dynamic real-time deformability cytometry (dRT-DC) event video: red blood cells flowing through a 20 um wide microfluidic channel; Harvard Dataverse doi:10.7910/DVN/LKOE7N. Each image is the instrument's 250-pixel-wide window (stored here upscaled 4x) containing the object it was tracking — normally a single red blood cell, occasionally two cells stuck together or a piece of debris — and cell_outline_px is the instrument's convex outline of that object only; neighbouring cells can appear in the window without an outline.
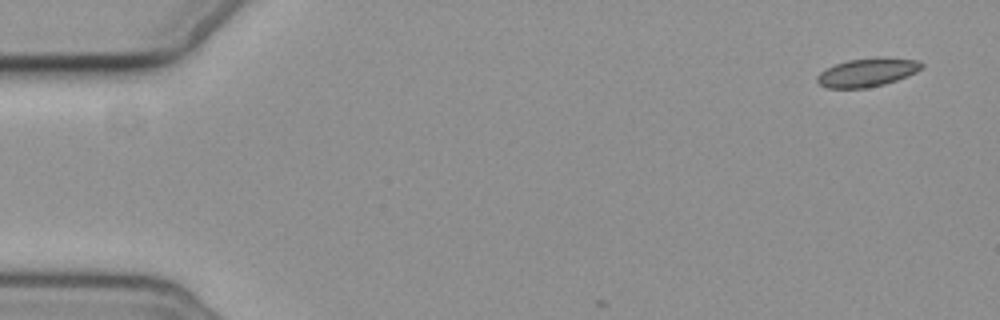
{"species": "common noctule bat (a hibernating species)", "species_latin": "Nyctalus noctula", "temperature_condition": "cold", "stored_images_in_passage": 4, "camera_frame_rate_fps": 3000, "um_per_image_px": 0.085, "animal": {"sex": "female", "body_mass_g": 19.3, "forearm_length_mm": 54.1}, "frame": {"image": 1, "passage_image": 1, "time_ms": 0.0, "image_size_px": [1000, 320], "cell_outline_px": [[924, 64], [916, 72], [896, 80], [884, 84], [864, 88], [828, 88], [820, 84], [816, 80], [816, 76], [820, 72], [836, 64], [848, 60], [876, 56], [920, 60]], "centroid_in_image_um": [73.73, 6.13], "position_along_channel_um": 11.3, "area_um2": 17.34}}